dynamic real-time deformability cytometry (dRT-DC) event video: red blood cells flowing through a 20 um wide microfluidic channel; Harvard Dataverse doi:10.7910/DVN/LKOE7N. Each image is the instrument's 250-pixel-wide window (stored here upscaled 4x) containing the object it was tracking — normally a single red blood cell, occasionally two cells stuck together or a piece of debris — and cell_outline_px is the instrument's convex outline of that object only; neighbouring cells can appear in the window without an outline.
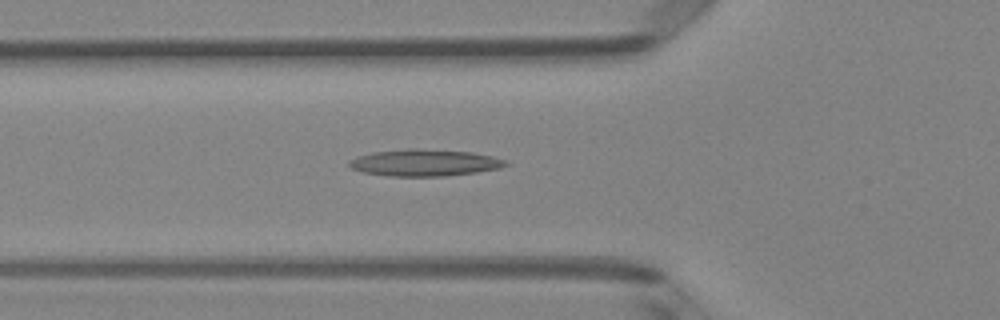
{"species": "Egyptian fruit bat (a non-hibernating species)", "species_latin": "Rousettus aegyptiacus", "temperature_condition": "room temperature", "stored_images_in_passage": 49, "camera_frame_rate_fps": 3000, "um_per_image_px": 0.085, "animal": {"sex": "female"}, "frame": {"image": 1, "passage_image": 17, "time_ms": 5.333, "image_size_px": [1000, 320], "cell_outline_px": [[512, 164], [500, 168], [476, 172], [444, 176], [388, 176], [364, 172], [352, 168], [348, 164], [348, 160], [356, 156], [372, 152], [408, 148], [416, 148], [472, 152], [492, 156], [504, 160]], "centroid_in_image_um": [36.08, 13.82], "position_along_channel_um": 89.7, "area_um2": 24.51}}
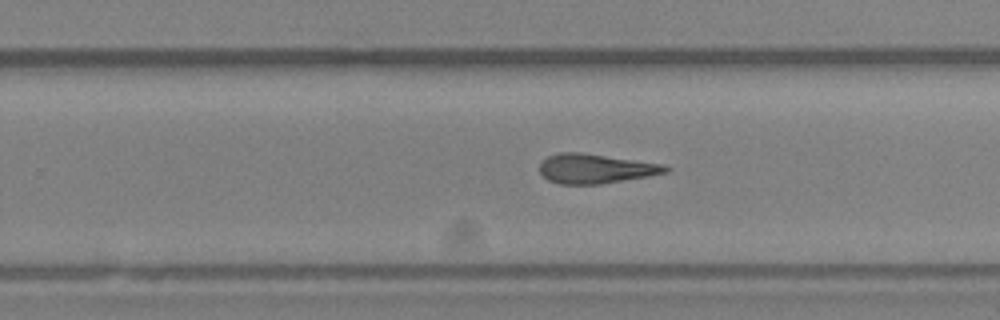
{"frame": {"image": 2, "passage_image": 31, "time_ms": 10.0, "image_size_px": [1000, 320], "cell_outline_px": [[672, 168], [668, 172], [648, 176], [600, 184], [560, 184], [548, 180], [540, 172], [540, 164], [548, 156], [560, 152], [580, 152], [664, 164]], "centroid_in_image_um": [50.64, 14.33], "position_along_channel_um": 279.2, "area_um2": 21.56}}
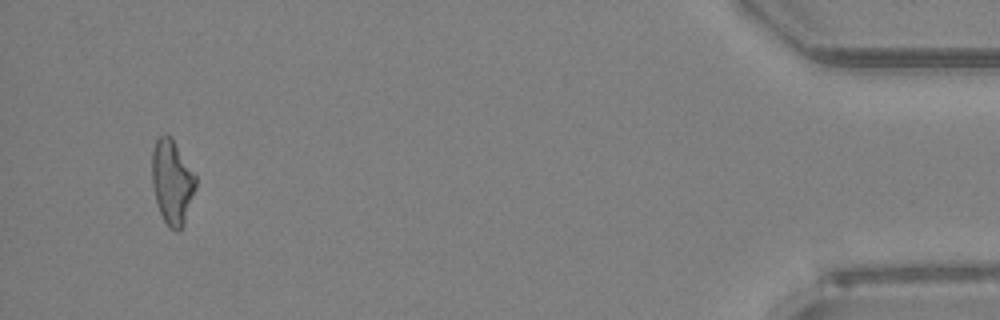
{"frame": {"image": 3, "passage_image": 47, "time_ms": 15.333, "image_size_px": [1000, 320], "cell_outline_px": [[196, 188], [184, 224], [180, 232], [176, 232], [168, 228], [156, 204], [152, 184], [152, 152], [156, 140], [160, 136], [172, 136], [196, 176]], "centroid_in_image_um": [14.63, 15.51], "position_along_channel_um": 420.6, "area_um2": 21.73}, "authors_computed_cell_mechanics": {"area_um2": 22.1952, "velocity_mm_per_s": 4.0792, "shape_relaxation_time_tau1_ms": null, "shape_relaxation_time_tau2_ms": 1.9196, "deformation_change_tau1": null, "deformation_change_tau2": 0.1375}}